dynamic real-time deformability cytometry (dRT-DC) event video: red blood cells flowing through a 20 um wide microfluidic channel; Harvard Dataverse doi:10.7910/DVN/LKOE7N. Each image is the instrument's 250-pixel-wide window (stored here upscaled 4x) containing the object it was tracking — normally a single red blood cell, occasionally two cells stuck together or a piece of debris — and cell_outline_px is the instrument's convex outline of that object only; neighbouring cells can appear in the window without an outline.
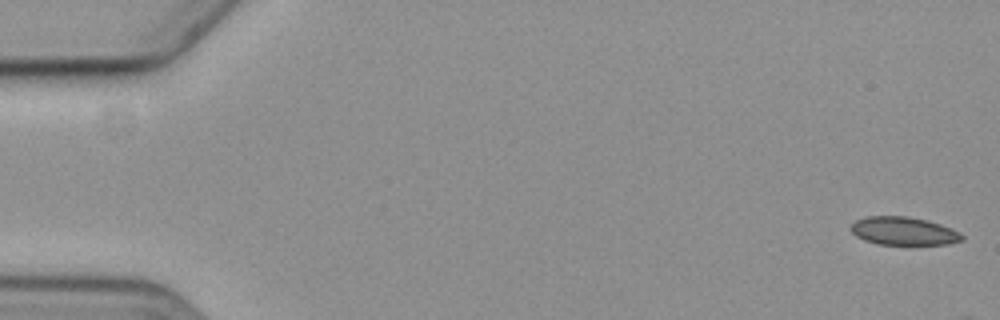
{"species": "common noctule bat (a hibernating species)", "species_latin": "Nyctalus noctula", "temperature_condition": "cold", "stored_images_in_passage": 7, "camera_frame_rate_fps": 3000, "um_per_image_px": 0.085, "animal": {"sex": "female", "body_mass_g": 19.3, "forearm_length_mm": 54.1}, "frame": {"image": 1, "passage_image": 1, "time_ms": 0.0, "image_size_px": [1000, 320], "cell_outline_px": [[964, 240], [948, 244], [912, 248], [876, 244], [864, 240], [856, 236], [848, 228], [856, 220], [868, 216], [908, 216], [940, 224], [960, 232], [964, 236]], "centroid_in_image_um": [76.83, 19.7], "position_along_channel_um": 8.2, "area_um2": 19.25}}